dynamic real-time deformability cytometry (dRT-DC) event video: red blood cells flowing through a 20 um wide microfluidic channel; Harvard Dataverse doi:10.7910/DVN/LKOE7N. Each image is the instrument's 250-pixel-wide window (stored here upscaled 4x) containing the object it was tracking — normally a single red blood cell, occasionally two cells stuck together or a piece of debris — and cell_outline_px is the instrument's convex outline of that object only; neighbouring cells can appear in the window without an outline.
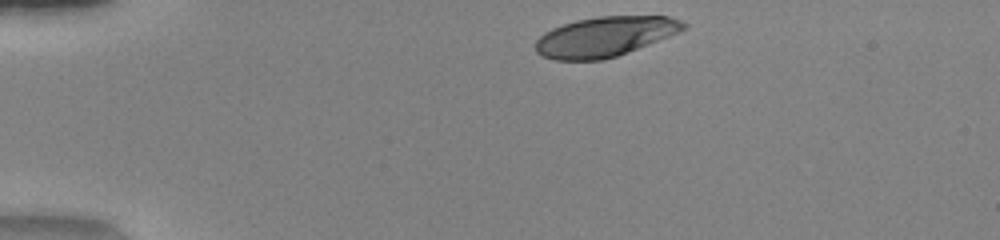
{"species": "human", "species_latin": "Homo sapiens", "temperature_condition": "warm", "stored_images_in_passage": 34, "camera_frame_rate_fps": 3000, "um_per_image_px": 0.085, "donor": {"sex": "female"}, "frame": {"image": 1, "passage_image": 1, "time_ms": 0.0, "image_size_px": [1000, 240], "cell_outline_px": [[688, 28], [680, 32], [616, 56], [600, 60], [556, 60], [540, 56], [536, 52], [536, 40], [544, 32], [552, 28], [576, 20], [596, 16], [668, 16], [680, 20], [688, 24]], "centroid_in_image_um": [51.41, 3.1], "position_along_channel_um": 33.6, "area_um2": 34.39}}
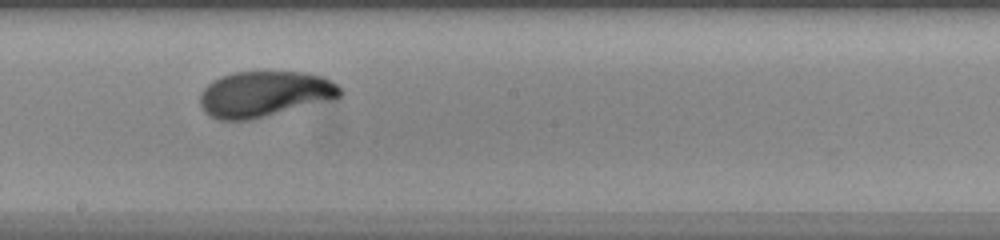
{"frame": {"image": 2, "passage_image": 20, "time_ms": 6.333, "image_size_px": [1000, 240], "cell_outline_px": [[344, 92], [340, 96], [332, 100], [252, 120], [220, 120], [204, 112], [200, 104], [200, 92], [212, 80], [220, 76], [232, 72], [304, 72], [324, 76], [336, 84]], "centroid_in_image_um": [22.48, 7.99], "position_along_channel_um": 225.7, "area_um2": 37.69}}
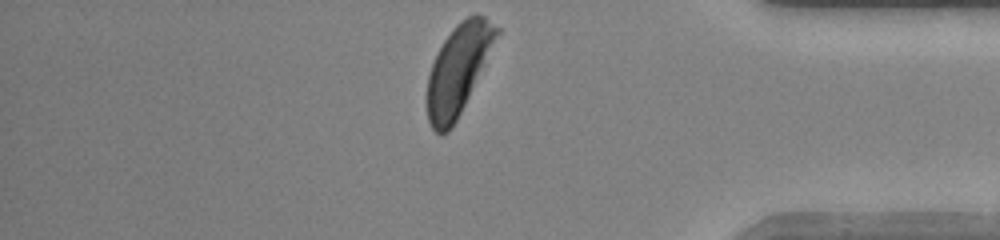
{"frame": {"image": 3, "passage_image": 34, "time_ms": 11.0, "image_size_px": [1000, 240], "cell_outline_px": [[500, 32], [452, 128], [448, 132], [440, 136], [432, 128], [428, 120], [428, 76], [432, 64], [444, 40], [452, 28], [460, 20], [476, 12], [484, 16], [500, 28]], "centroid_in_image_um": [38.95, 5.87], "position_along_channel_um": 396.2, "area_um2": 35.37}, "authors_computed_cell_mechanics": {"area_um2": 36.7319, "velocity_mm_per_s": 4.0952, "shape_relaxation_time_tau1_ms": 2.226, "shape_relaxation_time_tau2_ms": null, "deformation_change_tau1": 0.1586, "deformation_change_tau2": null}}